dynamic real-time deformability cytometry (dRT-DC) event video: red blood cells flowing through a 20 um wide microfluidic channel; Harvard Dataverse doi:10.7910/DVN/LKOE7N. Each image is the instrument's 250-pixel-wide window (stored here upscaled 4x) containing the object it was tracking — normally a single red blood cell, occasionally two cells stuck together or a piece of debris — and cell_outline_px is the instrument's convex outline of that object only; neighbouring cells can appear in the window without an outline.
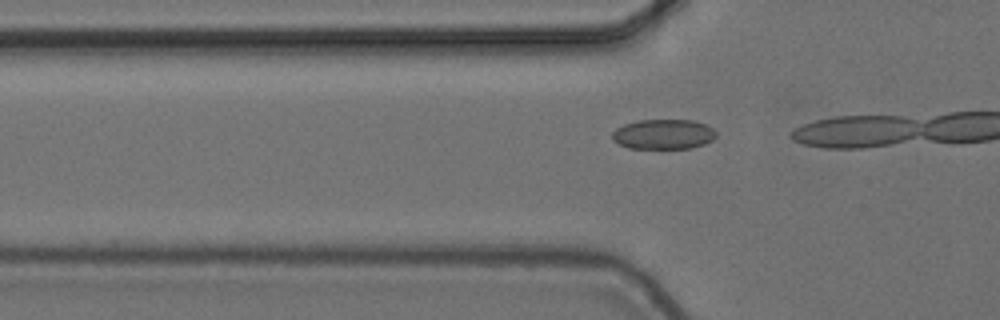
{"species": "common noctule bat (a hibernating species)", "species_latin": "Nyctalus noctula", "temperature_condition": "cold", "stored_images_in_passage": 17, "camera_frame_rate_fps": 3000, "um_per_image_px": 0.085, "animal": {"sex": "female", "body_mass_g": 24.6, "forearm_length_mm": 56.2}, "frame": {"image": 1, "passage_image": 15, "time_ms": 4.667, "image_size_px": [1000, 320], "cell_outline_px": [[716, 136], [712, 140], [704, 144], [692, 148], [628, 148], [612, 140], [612, 132], [616, 128], [624, 124], [636, 120], [692, 120], [704, 124], [712, 128], [716, 132]], "centroid_in_image_um": [56.37, 11.41], "position_along_channel_um": 69.4, "area_um2": 18.15}}